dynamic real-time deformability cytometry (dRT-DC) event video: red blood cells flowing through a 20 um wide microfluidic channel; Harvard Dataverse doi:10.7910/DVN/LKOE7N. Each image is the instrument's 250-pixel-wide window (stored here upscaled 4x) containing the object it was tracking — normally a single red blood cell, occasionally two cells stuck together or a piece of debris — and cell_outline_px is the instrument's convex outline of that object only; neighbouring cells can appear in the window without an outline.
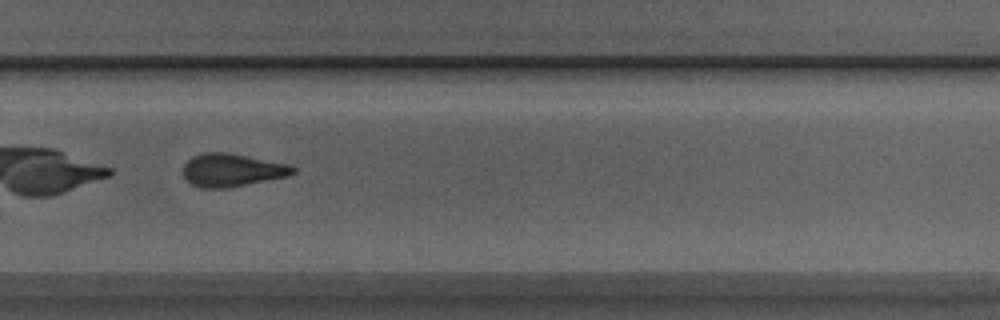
{"species": "Egyptian fruit bat (a non-hibernating species)", "species_latin": "Rousettus aegyptiacus", "temperature_condition": "room temperature", "stored_images_in_passage": 38, "camera_frame_rate_fps": 3000, "um_per_image_px": 0.085, "animal": {"sex": "male"}, "frame": {"image": 1, "passage_image": 27, "time_ms": 8.667, "image_size_px": [1000, 320], "cell_outline_px": [[296, 172], [288, 176], [224, 188], [200, 188], [192, 184], [184, 176], [184, 164], [192, 156], [204, 152], [228, 152], [288, 164], [296, 168]], "centroid_in_image_um": [19.71, 14.44], "position_along_channel_um": 310.1, "area_um2": 20.92}}